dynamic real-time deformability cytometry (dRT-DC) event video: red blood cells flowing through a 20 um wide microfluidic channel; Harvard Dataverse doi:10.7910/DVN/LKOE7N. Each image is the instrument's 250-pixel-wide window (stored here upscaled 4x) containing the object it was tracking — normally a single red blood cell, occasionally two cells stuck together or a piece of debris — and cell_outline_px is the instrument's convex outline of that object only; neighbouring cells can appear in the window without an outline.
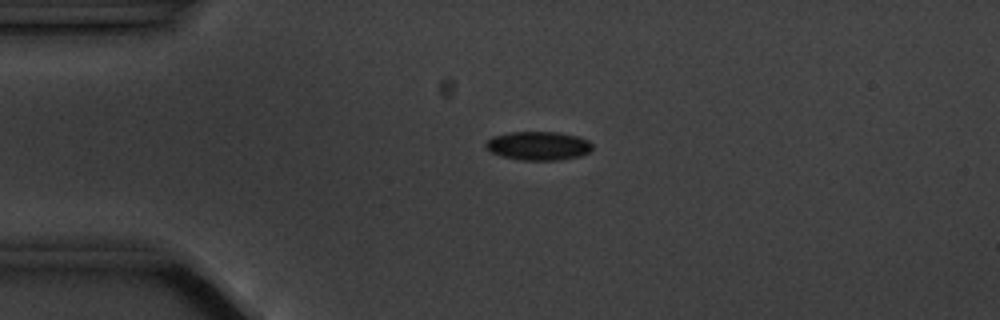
{"species": "common noctule bat (a hibernating species)", "species_latin": "Nyctalus noctula", "temperature_condition": "cold", "stored_images_in_passage": 4, "camera_frame_rate_fps": 3000, "um_per_image_px": 0.085, "animal": {"sex": "male", "body_mass_g": 20.1, "forearm_length_mm": 53.5}, "frame": {"image": 1, "passage_image": 3, "time_ms": 2.333, "image_size_px": [1000, 320], "cell_outline_px": [[592, 148], [588, 152], [580, 156], [556, 160], [520, 160], [500, 156], [492, 152], [484, 144], [492, 136], [508, 132], [560, 132], [580, 136], [588, 140], [592, 144]], "centroid_in_image_um": [45.76, 12.38], "position_along_channel_um": 39.2, "area_um2": 17.92}}